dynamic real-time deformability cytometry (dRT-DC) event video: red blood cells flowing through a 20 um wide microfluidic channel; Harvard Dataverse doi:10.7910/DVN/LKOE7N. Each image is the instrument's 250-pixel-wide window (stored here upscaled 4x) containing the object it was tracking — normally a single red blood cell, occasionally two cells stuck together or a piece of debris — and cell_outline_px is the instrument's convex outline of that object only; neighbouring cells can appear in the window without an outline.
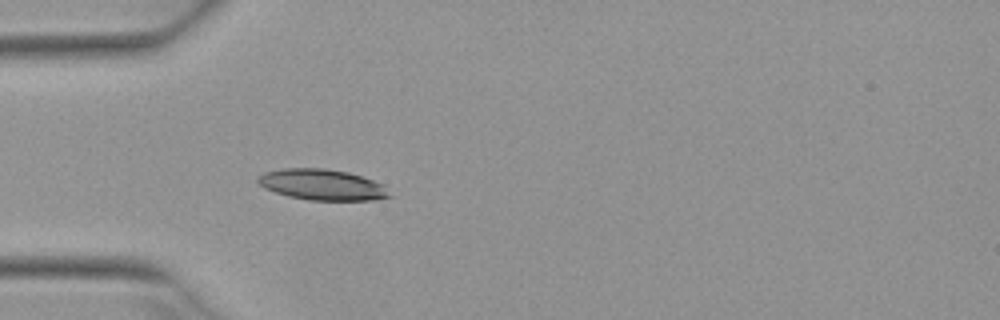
{"species": "Egyptian fruit bat (a non-hibernating species)", "species_latin": "Rousettus aegyptiacus", "temperature_condition": "warm", "stored_images_in_passage": 4, "camera_frame_rate_fps": 3000, "um_per_image_px": 0.085, "animal": {"sex": "female"}, "frame": {"image": 1, "passage_image": 4, "time_ms": 1.0, "image_size_px": [1000, 320], "cell_outline_px": [[392, 196], [376, 200], [308, 200], [288, 196], [264, 188], [256, 180], [256, 176], [264, 172], [284, 168], [324, 168], [348, 172], [372, 180], [380, 184]], "centroid_in_image_um": [27.33, 15.69], "position_along_channel_um": 57.7, "area_um2": 23.52}}